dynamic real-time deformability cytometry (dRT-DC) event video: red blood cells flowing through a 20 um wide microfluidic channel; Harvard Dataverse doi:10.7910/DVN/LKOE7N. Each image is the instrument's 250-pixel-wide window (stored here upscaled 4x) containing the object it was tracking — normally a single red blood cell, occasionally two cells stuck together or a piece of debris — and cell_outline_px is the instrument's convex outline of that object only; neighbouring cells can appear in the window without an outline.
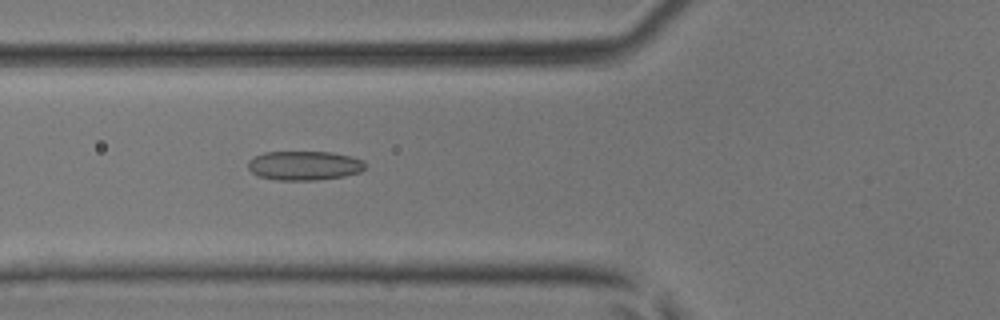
{"species": "common noctule bat (a hibernating species)", "species_latin": "Nyctalus noctula", "temperature_condition": "room temperature", "stored_images_in_passage": 41, "camera_frame_rate_fps": 3000, "um_per_image_px": 0.085, "animal": {"sex": "male", "body_mass_g": 17.9, "forearm_length_mm": 54.2}, "frame": {"image": 1, "passage_image": 12, "time_ms": 3.667, "image_size_px": [1000, 320], "cell_outline_px": [[364, 168], [360, 172], [344, 176], [316, 180], [276, 180], [256, 176], [248, 168], [248, 160], [264, 152], [332, 152], [352, 156], [364, 160]], "centroid_in_image_um": [25.85, 14.07], "position_along_channel_um": 99.9, "area_um2": 20.06}}
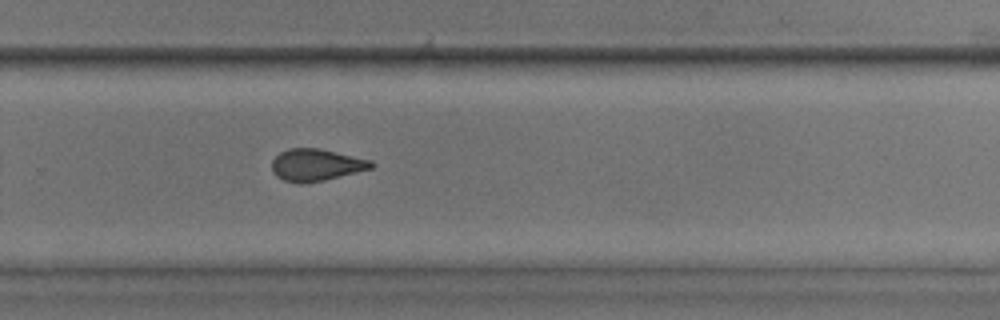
{"frame": {"image": 2, "passage_image": 26, "time_ms": 8.333, "image_size_px": [1000, 320], "cell_outline_px": [[376, 164], [372, 168], [324, 180], [304, 184], [300, 184], [284, 180], [276, 176], [272, 172], [272, 160], [280, 152], [288, 148], [320, 148], [372, 160]], "centroid_in_image_um": [26.87, 14.01], "position_along_channel_um": 302.9, "area_um2": 18.67}}
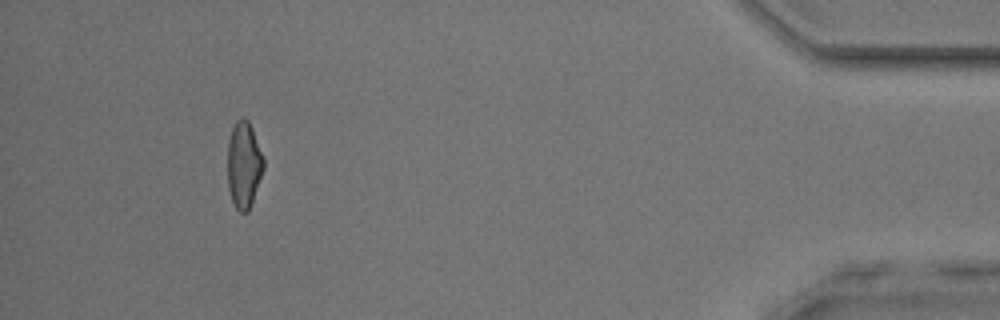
{"frame": {"image": 3, "passage_image": 38, "time_ms": 12.333, "image_size_px": [1000, 320], "cell_outline_px": [[264, 168], [248, 212], [240, 212], [236, 208], [232, 200], [228, 188], [228, 140], [232, 128], [236, 120], [240, 116], [244, 116], [248, 120], [252, 128], [264, 160]], "centroid_in_image_um": [20.71, 13.97], "position_along_channel_um": 414.5, "area_um2": 18.09}}